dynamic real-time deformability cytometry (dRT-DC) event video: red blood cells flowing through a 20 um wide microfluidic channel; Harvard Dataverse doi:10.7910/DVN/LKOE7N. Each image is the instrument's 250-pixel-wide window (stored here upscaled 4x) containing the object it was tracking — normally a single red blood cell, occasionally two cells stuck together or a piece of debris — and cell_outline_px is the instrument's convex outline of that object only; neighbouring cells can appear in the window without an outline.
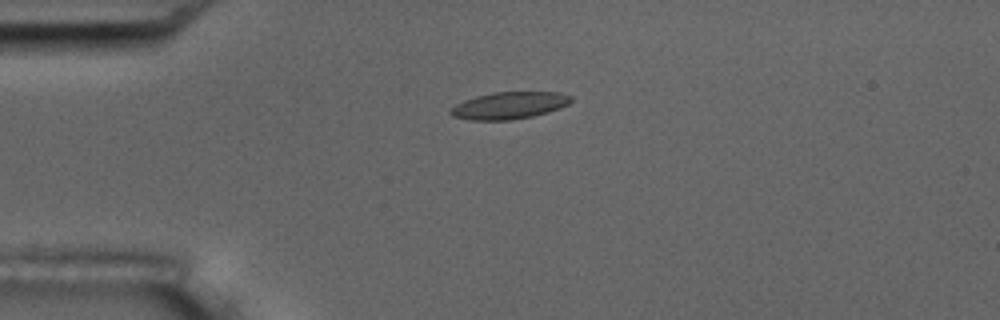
{"species": "common noctule bat (a hibernating species)", "species_latin": "Nyctalus noctula", "temperature_condition": "room temperature", "stored_images_in_passage": 5, "camera_frame_rate_fps": 3000, "um_per_image_px": 0.085, "animal": {"sex": "male", "body_mass_g": 17.5, "forearm_length_mm": 52.3}, "frame": {"image": 1, "passage_image": 4, "time_ms": 3.667, "image_size_px": [1000, 320], "cell_outline_px": [[572, 100], [568, 104], [560, 108], [548, 112], [532, 116], [512, 120], [468, 120], [452, 116], [448, 112], [456, 104], [464, 100], [476, 96], [492, 92], [560, 92], [572, 96]], "centroid_in_image_um": [43.28, 8.96], "position_along_channel_um": 41.7, "area_um2": 19.07}}